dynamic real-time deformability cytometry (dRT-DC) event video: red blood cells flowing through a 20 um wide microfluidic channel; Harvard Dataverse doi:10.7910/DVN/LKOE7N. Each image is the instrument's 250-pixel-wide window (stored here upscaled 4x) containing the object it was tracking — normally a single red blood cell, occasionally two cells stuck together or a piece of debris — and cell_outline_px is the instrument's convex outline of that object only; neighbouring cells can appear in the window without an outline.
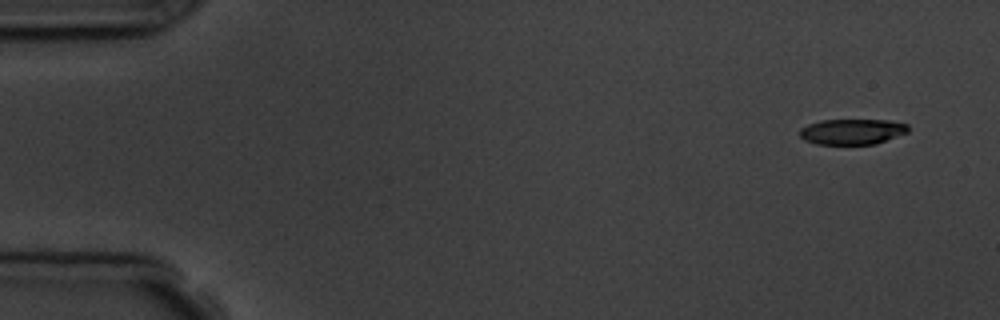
{"species": "common noctule bat (a hibernating species)", "species_latin": "Nyctalus noctula", "temperature_condition": "room temperature", "stored_images_in_passage": 4, "camera_frame_rate_fps": 3000, "um_per_image_px": 0.085, "animal": {"sex": "male", "body_mass_g": 19.5, "forearm_length_mm": 54.6}, "frame": {"image": 1, "passage_image": 1, "time_ms": 0.0, "image_size_px": [1000, 320], "cell_outline_px": [[908, 132], [876, 144], [816, 144], [804, 140], [800, 136], [800, 128], [808, 124], [820, 120], [888, 120], [908, 124]], "centroid_in_image_um": [72.42, 11.19], "position_along_channel_um": 12.6, "area_um2": 16.18}}